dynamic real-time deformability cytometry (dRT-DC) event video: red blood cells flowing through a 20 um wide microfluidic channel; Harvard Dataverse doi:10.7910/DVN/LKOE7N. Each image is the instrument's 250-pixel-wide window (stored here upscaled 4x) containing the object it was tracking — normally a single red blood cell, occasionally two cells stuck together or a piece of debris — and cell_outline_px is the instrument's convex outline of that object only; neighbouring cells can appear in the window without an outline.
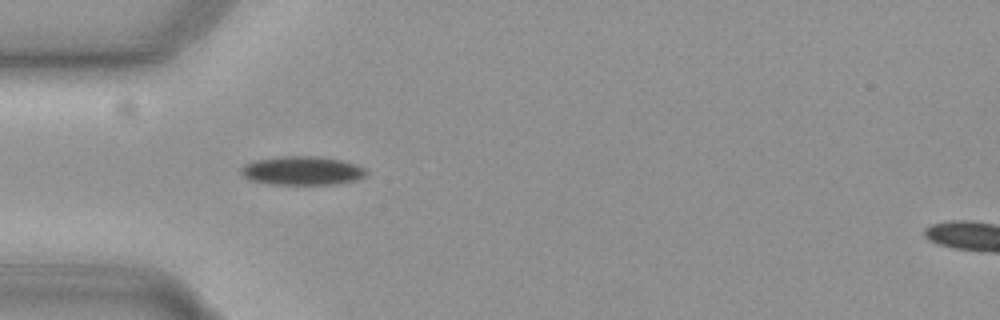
{"species": "common noctule bat (a hibernating species)", "species_latin": "Nyctalus noctula", "temperature_condition": "cold", "stored_images_in_passage": 40, "camera_frame_rate_fps": 3000, "um_per_image_px": 0.085, "animal": {"sex": "female", "body_mass_g": 19.3, "forearm_length_mm": 54.1}, "frame": {"image": 1, "passage_image": 1, "time_ms": 0.0, "image_size_px": [1000, 320], "cell_outline_px": [[368, 176], [356, 180], [336, 184], [268, 184], [248, 180], [240, 172], [240, 168], [244, 164], [256, 160], [284, 156], [316, 156], [340, 160], [356, 164], [364, 168], [368, 172]], "centroid_in_image_um": [25.69, 14.51], "position_along_channel_um": 59.3, "area_um2": 21.1}}
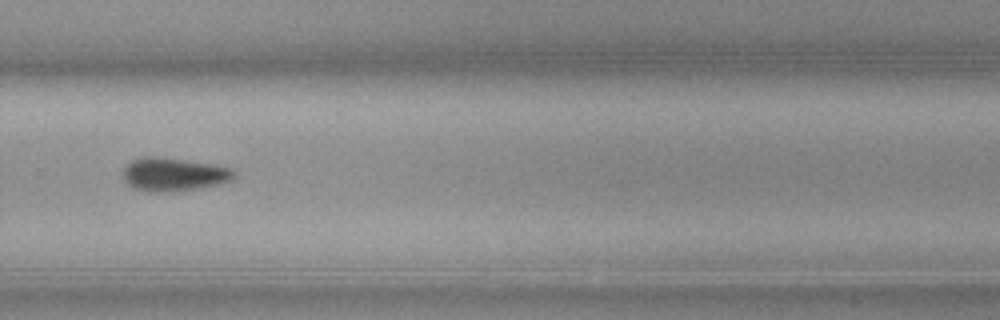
{"frame": {"image": 2, "passage_image": 22, "time_ms": 7.0, "image_size_px": [1000, 320], "cell_outline_px": [[236, 176], [232, 180], [220, 184], [200, 188], [172, 192], [148, 192], [132, 188], [124, 180], [124, 168], [132, 160], [144, 156], [152, 156], [184, 160], [212, 164], [232, 168], [236, 172]], "centroid_in_image_um": [14.79, 14.84], "position_along_channel_um": 315.0, "area_um2": 21.73}}
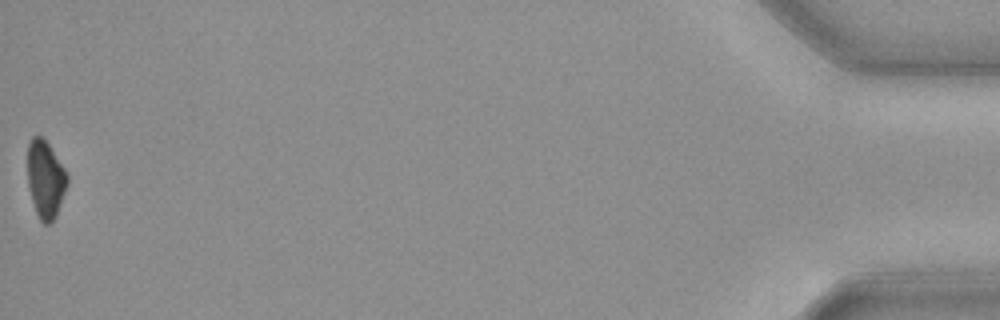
{"frame": {"image": 3, "passage_image": 40, "time_ms": 13.0, "image_size_px": [1000, 320], "cell_outline_px": [[68, 184], [56, 216], [48, 224], [44, 224], [40, 220], [36, 212], [28, 188], [28, 144], [32, 136], [44, 136], [64, 168], [68, 176]], "centroid_in_image_um": [3.86, 15.21], "position_along_channel_um": 431.3, "area_um2": 17.98}, "authors_computed_cell_mechanics": {"area_um2": 21.2704, "velocity_mm_per_s": 3.7139, "shape_relaxation_time_tau1_ms": 4.8516, "shape_relaxation_time_tau2_ms": null, "deformation_change_tau1": 0.1049, "deformation_change_tau2": null}}